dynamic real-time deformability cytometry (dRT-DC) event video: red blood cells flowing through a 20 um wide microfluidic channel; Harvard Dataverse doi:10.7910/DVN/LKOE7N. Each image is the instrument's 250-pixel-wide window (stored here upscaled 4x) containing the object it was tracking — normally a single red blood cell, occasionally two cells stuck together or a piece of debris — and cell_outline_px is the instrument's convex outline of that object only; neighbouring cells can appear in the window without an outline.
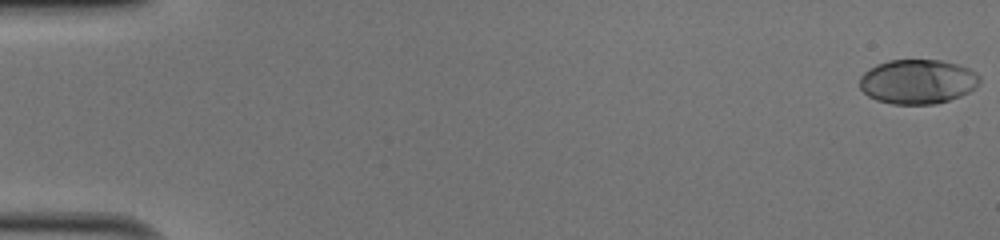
{"species": "human", "species_latin": "Homo sapiens", "temperature_condition": "cold", "stored_images_in_passage": 51, "camera_frame_rate_fps": 3000, "um_per_image_px": 0.085, "donor": {"sex": "male"}, "frame": {"image": 1, "passage_image": 1, "time_ms": 0.0, "image_size_px": [1000, 240], "cell_outline_px": [[980, 80], [976, 88], [960, 96], [936, 104], [892, 104], [876, 100], [868, 96], [860, 88], [860, 76], [868, 68], [876, 64], [888, 60], [940, 60], [956, 64], [968, 68], [976, 72], [980, 76]], "centroid_in_image_um": [77.99, 6.93], "position_along_channel_um": 7.0, "area_um2": 31.27}}
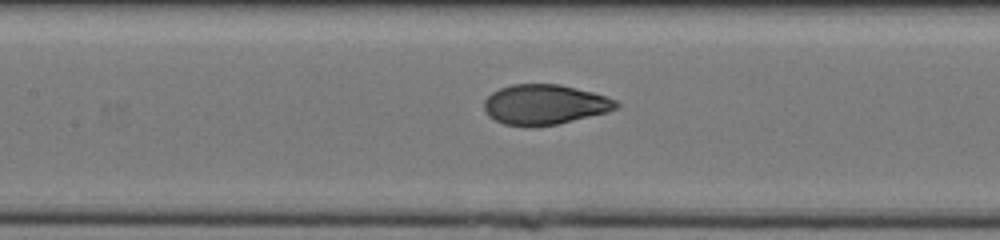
{"frame": {"image": 2, "passage_image": 25, "time_ms": 8.0, "image_size_px": [1000, 240], "cell_outline_px": [[620, 104], [616, 108], [608, 112], [556, 124], [532, 128], [528, 128], [504, 124], [488, 116], [484, 108], [484, 100], [492, 92], [500, 88], [512, 84], [560, 84], [592, 92], [616, 100]], "centroid_in_image_um": [46.27, 8.9], "position_along_channel_um": 161.1, "area_um2": 30.98}}
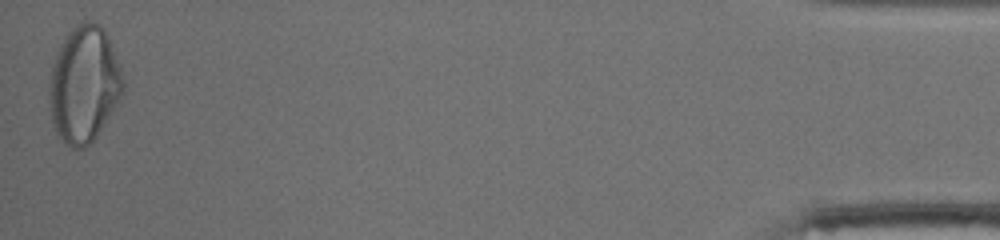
{"frame": {"image": 3, "passage_image": 51, "time_ms": 16.667, "image_size_px": [1000, 240], "cell_outline_px": [[124, 88], [120, 100], [96, 136], [84, 148], [72, 148], [56, 136], [52, 124], [48, 92], [48, 88], [52, 64], [60, 44], [68, 32], [76, 24], [84, 20], [88, 20], [104, 28], [108, 36], [124, 76]], "centroid_in_image_um": [7.13, 7.17], "position_along_channel_um": 428.1, "area_um2": 50.46}, "authors_computed_cell_mechanics": {"area_um2": 31.1542, "velocity_mm_per_s": 4.0821, "shape_relaxation_time_tau1_ms": 6.4276, "shape_relaxation_time_tau2_ms": 0.6429, "deformation_change_tau1": 0.2476, "deformation_change_tau2": 0.048}}